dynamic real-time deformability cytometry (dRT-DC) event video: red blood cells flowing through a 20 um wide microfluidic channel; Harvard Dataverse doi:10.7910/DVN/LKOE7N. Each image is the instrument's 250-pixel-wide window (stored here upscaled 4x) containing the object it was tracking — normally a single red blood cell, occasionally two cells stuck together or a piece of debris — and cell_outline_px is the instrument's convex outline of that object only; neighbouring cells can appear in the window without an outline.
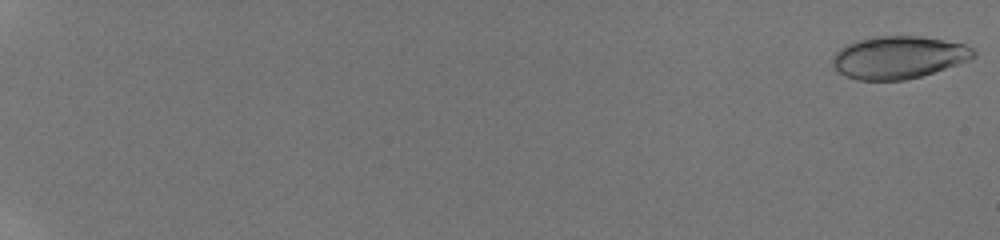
{"species": "human", "species_latin": "Homo sapiens", "temperature_condition": "room temperature", "stored_images_in_passage": 10, "camera_frame_rate_fps": 3000, "um_per_image_px": 0.085, "donor": {"sex": "male"}, "frame": {"image": 1, "passage_image": 1, "time_ms": 0.0, "image_size_px": [1000, 240], "cell_outline_px": [[976, 56], [968, 60], [920, 76], [904, 80], [856, 80], [844, 76], [832, 64], [832, 60], [836, 52], [840, 48], [856, 40], [876, 36], [920, 36], [944, 40], [964, 44], [972, 48], [976, 52]], "centroid_in_image_um": [76.35, 4.87], "position_along_channel_um": 8.6, "area_um2": 34.68}}